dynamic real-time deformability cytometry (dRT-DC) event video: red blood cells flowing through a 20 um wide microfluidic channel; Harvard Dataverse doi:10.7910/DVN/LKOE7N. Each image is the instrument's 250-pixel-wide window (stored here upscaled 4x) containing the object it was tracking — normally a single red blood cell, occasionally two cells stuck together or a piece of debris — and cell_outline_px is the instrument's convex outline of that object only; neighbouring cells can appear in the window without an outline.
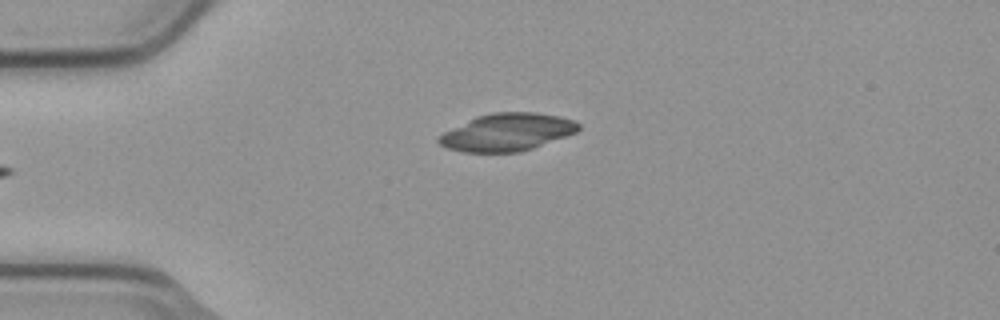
{"species": "common noctule bat (a hibernating species)", "species_latin": "Nyctalus noctula", "temperature_condition": "cold", "stored_images_in_passage": 4, "camera_frame_rate_fps": 3000, "um_per_image_px": 0.085, "animal": {"sex": "male", "body_mass_g": 23.1, "forearm_length_mm": 52.7}, "frame": {"image": 1, "passage_image": 4, "time_ms": 1.0, "image_size_px": [1000, 320], "cell_outline_px": [[580, 128], [576, 132], [532, 148], [520, 152], [464, 152], [448, 148], [440, 144], [436, 140], [444, 132], [476, 116], [492, 112], [536, 112], [560, 116], [572, 120], [580, 124]], "centroid_in_image_um": [43.1, 11.23], "position_along_channel_um": 41.9, "area_um2": 30.29}}